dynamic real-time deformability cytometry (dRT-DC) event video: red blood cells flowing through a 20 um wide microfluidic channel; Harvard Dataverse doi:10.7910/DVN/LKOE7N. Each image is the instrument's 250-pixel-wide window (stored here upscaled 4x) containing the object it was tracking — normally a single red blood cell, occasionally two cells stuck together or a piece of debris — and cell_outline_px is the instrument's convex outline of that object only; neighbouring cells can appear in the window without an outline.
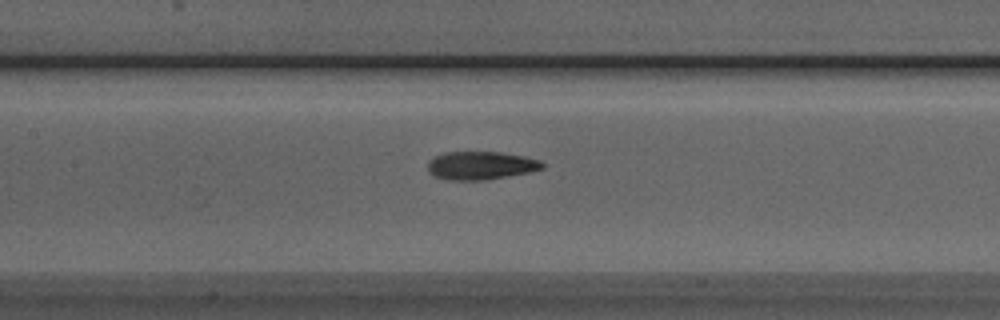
{"species": "Egyptian fruit bat (a non-hibernating species)", "species_latin": "Rousettus aegyptiacus", "temperature_condition": "room temperature", "stored_images_in_passage": 38, "camera_frame_rate_fps": 3000, "um_per_image_px": 0.085, "animal": {"sex": "male"}, "frame": {"image": 1, "passage_image": 15, "time_ms": 4.667, "image_size_px": [1000, 320], "cell_outline_px": [[544, 168], [528, 172], [508, 176], [484, 180], [448, 180], [436, 176], [428, 172], [428, 160], [432, 156], [444, 152], [500, 152], [524, 156], [540, 160], [544, 164]], "centroid_in_image_um": [40.83, 14.06], "position_along_channel_um": 166.6, "area_um2": 18.9}}
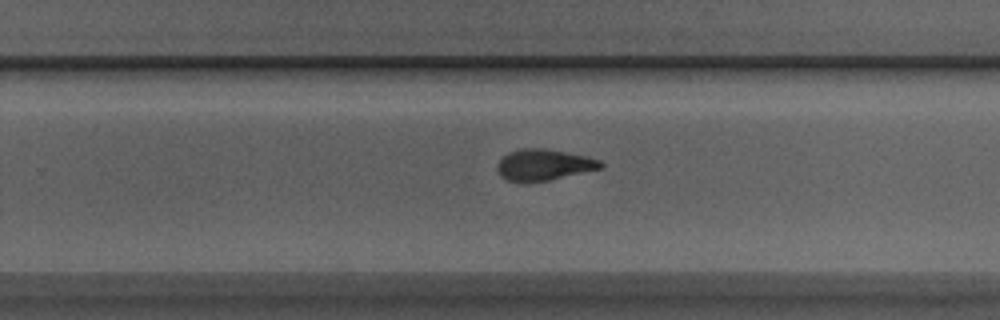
{"frame": {"image": 2, "passage_image": 24, "time_ms": 7.667, "image_size_px": [1000, 320], "cell_outline_px": [[604, 168], [548, 180], [504, 180], [500, 176], [496, 168], [496, 164], [508, 152], [524, 148], [544, 148], [584, 156], [600, 160], [604, 164]], "centroid_in_image_um": [46.23, 13.99], "position_along_channel_um": 283.6, "area_um2": 18.44}}
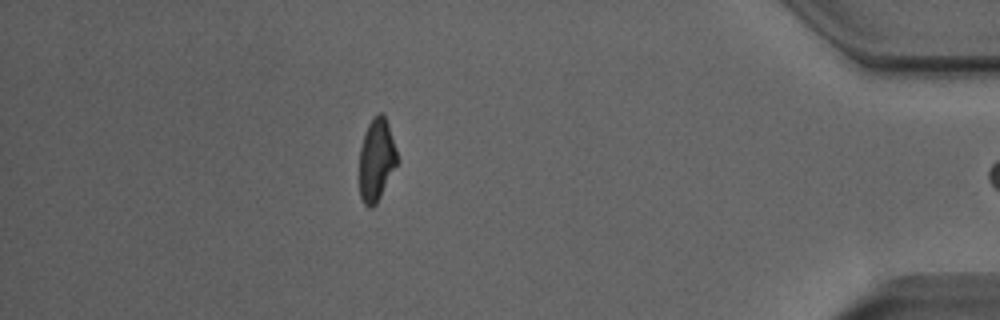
{"frame": {"image": 3, "passage_image": 37, "time_ms": 12.0, "image_size_px": [1000, 320], "cell_outline_px": [[400, 160], [376, 204], [372, 208], [368, 208], [364, 204], [360, 196], [360, 148], [364, 132], [372, 116], [380, 112], [384, 116], [388, 124]], "centroid_in_image_um": [32.01, 13.58], "position_along_channel_um": 403.2, "area_um2": 18.38}}